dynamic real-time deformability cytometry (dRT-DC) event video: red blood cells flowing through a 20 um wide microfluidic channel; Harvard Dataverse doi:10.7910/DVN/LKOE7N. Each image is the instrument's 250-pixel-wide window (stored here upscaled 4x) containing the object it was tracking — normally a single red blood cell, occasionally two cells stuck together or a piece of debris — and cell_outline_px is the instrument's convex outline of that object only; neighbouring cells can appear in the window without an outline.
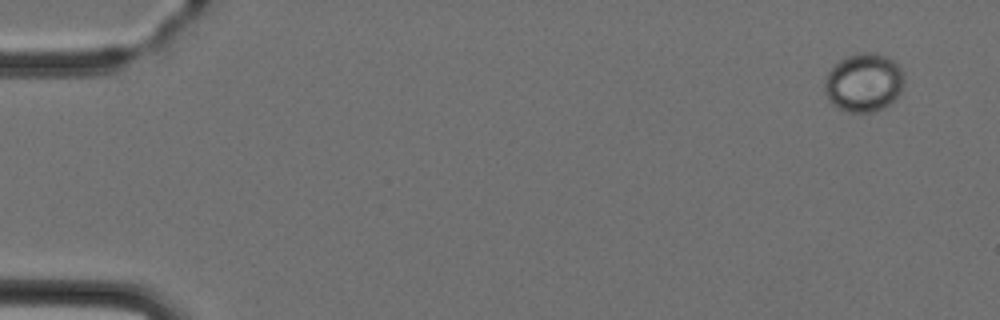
{"species": "Egyptian fruit bat (a non-hibernating species)", "species_latin": "Rousettus aegyptiacus", "temperature_condition": "cold", "stored_images_in_passage": 5, "camera_frame_rate_fps": 3000, "um_per_image_px": 0.085, "animal": {"sex": "female"}, "frame": {"image": 1, "passage_image": 1, "time_ms": 0.0, "image_size_px": [1000, 320], "cell_outline_px": [[904, 84], [900, 92], [888, 104], [872, 112], [848, 112], [832, 104], [828, 100], [824, 92], [824, 80], [828, 72], [840, 60], [848, 56], [860, 52], [876, 52], [900, 64], [904, 72]], "centroid_in_image_um": [73.42, 7.0], "position_along_channel_um": 11.6, "area_um2": 27.17}}